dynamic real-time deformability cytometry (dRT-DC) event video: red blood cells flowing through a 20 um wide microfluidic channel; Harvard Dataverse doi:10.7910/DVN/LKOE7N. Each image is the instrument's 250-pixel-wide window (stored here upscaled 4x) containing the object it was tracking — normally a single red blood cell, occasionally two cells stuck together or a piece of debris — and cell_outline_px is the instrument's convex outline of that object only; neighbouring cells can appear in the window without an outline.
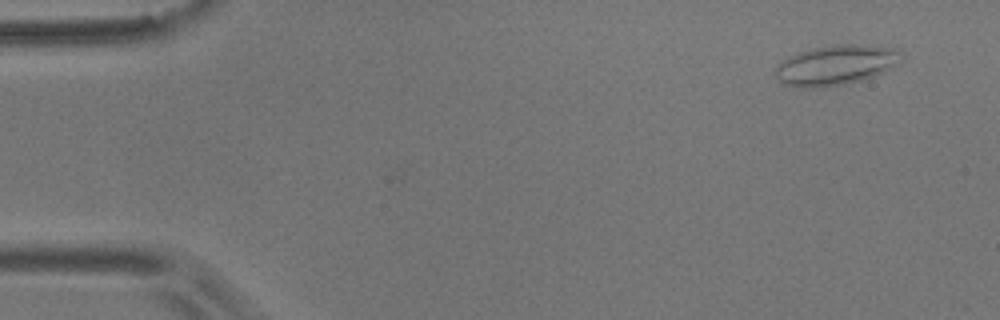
{"species": "common noctule bat (a hibernating species)", "species_latin": "Nyctalus noctula", "temperature_condition": "room temperature", "stored_images_in_passage": 6, "camera_frame_rate_fps": 3000, "um_per_image_px": 0.085, "animal": {"sex": "male", "body_mass_g": 17.9}, "frame": {"image": 1, "passage_image": 1, "time_ms": 0.0, "image_size_px": [1000, 320], "cell_outline_px": [[904, 56], [888, 68], [872, 76], [860, 80], [836, 84], [804, 88], [780, 84], [776, 76], [776, 68], [784, 60], [800, 52], [816, 48], [836, 44], [856, 44], [892, 48], [900, 52]], "centroid_in_image_um": [71.0, 5.52], "position_along_channel_um": 14.0, "area_um2": 28.21}}